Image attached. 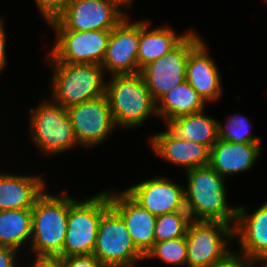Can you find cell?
Masks as SVG:
<instances>
[{"label": "cell", "mask_w": 267, "mask_h": 267, "mask_svg": "<svg viewBox=\"0 0 267 267\" xmlns=\"http://www.w3.org/2000/svg\"><path fill=\"white\" fill-rule=\"evenodd\" d=\"M185 206L193 221H219L232 224L236 221L237 206L227 202L225 179L209 165L185 171Z\"/></svg>", "instance_id": "1"}, {"label": "cell", "mask_w": 267, "mask_h": 267, "mask_svg": "<svg viewBox=\"0 0 267 267\" xmlns=\"http://www.w3.org/2000/svg\"><path fill=\"white\" fill-rule=\"evenodd\" d=\"M62 192V193H61ZM69 195L46 190L32 208V234L28 249L37 257H61L67 233Z\"/></svg>", "instance_id": "2"}, {"label": "cell", "mask_w": 267, "mask_h": 267, "mask_svg": "<svg viewBox=\"0 0 267 267\" xmlns=\"http://www.w3.org/2000/svg\"><path fill=\"white\" fill-rule=\"evenodd\" d=\"M110 78L106 80L105 95L116 127L132 130L148 117H158L156 102L140 72Z\"/></svg>", "instance_id": "3"}, {"label": "cell", "mask_w": 267, "mask_h": 267, "mask_svg": "<svg viewBox=\"0 0 267 267\" xmlns=\"http://www.w3.org/2000/svg\"><path fill=\"white\" fill-rule=\"evenodd\" d=\"M51 65V101L64 108L105 95L106 80L101 65L47 62Z\"/></svg>", "instance_id": "4"}, {"label": "cell", "mask_w": 267, "mask_h": 267, "mask_svg": "<svg viewBox=\"0 0 267 267\" xmlns=\"http://www.w3.org/2000/svg\"><path fill=\"white\" fill-rule=\"evenodd\" d=\"M29 110L30 139L43 155L65 153L79 145L68 111L62 105L44 99Z\"/></svg>", "instance_id": "5"}, {"label": "cell", "mask_w": 267, "mask_h": 267, "mask_svg": "<svg viewBox=\"0 0 267 267\" xmlns=\"http://www.w3.org/2000/svg\"><path fill=\"white\" fill-rule=\"evenodd\" d=\"M109 207L108 190L86 200L69 195L67 233L61 257L93 253L101 216Z\"/></svg>", "instance_id": "6"}, {"label": "cell", "mask_w": 267, "mask_h": 267, "mask_svg": "<svg viewBox=\"0 0 267 267\" xmlns=\"http://www.w3.org/2000/svg\"><path fill=\"white\" fill-rule=\"evenodd\" d=\"M187 267H214L226 261L235 250L234 226L219 221L191 220L185 235Z\"/></svg>", "instance_id": "7"}, {"label": "cell", "mask_w": 267, "mask_h": 267, "mask_svg": "<svg viewBox=\"0 0 267 267\" xmlns=\"http://www.w3.org/2000/svg\"><path fill=\"white\" fill-rule=\"evenodd\" d=\"M105 267H135L144 261L136 249L125 222L110 206L101 216L92 253Z\"/></svg>", "instance_id": "8"}, {"label": "cell", "mask_w": 267, "mask_h": 267, "mask_svg": "<svg viewBox=\"0 0 267 267\" xmlns=\"http://www.w3.org/2000/svg\"><path fill=\"white\" fill-rule=\"evenodd\" d=\"M54 30L55 42L44 62L101 65L108 45L110 31Z\"/></svg>", "instance_id": "9"}, {"label": "cell", "mask_w": 267, "mask_h": 267, "mask_svg": "<svg viewBox=\"0 0 267 267\" xmlns=\"http://www.w3.org/2000/svg\"><path fill=\"white\" fill-rule=\"evenodd\" d=\"M201 40V36L192 29L169 53L140 70L155 102L186 80L185 72L189 53Z\"/></svg>", "instance_id": "10"}, {"label": "cell", "mask_w": 267, "mask_h": 267, "mask_svg": "<svg viewBox=\"0 0 267 267\" xmlns=\"http://www.w3.org/2000/svg\"><path fill=\"white\" fill-rule=\"evenodd\" d=\"M128 15L108 0H71L48 26L76 31H111Z\"/></svg>", "instance_id": "11"}, {"label": "cell", "mask_w": 267, "mask_h": 267, "mask_svg": "<svg viewBox=\"0 0 267 267\" xmlns=\"http://www.w3.org/2000/svg\"><path fill=\"white\" fill-rule=\"evenodd\" d=\"M78 144L92 148L103 144L116 129L106 95L67 108Z\"/></svg>", "instance_id": "12"}, {"label": "cell", "mask_w": 267, "mask_h": 267, "mask_svg": "<svg viewBox=\"0 0 267 267\" xmlns=\"http://www.w3.org/2000/svg\"><path fill=\"white\" fill-rule=\"evenodd\" d=\"M139 20L125 17L110 31L105 57L101 63L104 73L113 75L139 73ZM107 71V72H105Z\"/></svg>", "instance_id": "13"}, {"label": "cell", "mask_w": 267, "mask_h": 267, "mask_svg": "<svg viewBox=\"0 0 267 267\" xmlns=\"http://www.w3.org/2000/svg\"><path fill=\"white\" fill-rule=\"evenodd\" d=\"M125 191L155 216L186 210L184 185L172 182L169 177H152L129 186Z\"/></svg>", "instance_id": "14"}, {"label": "cell", "mask_w": 267, "mask_h": 267, "mask_svg": "<svg viewBox=\"0 0 267 267\" xmlns=\"http://www.w3.org/2000/svg\"><path fill=\"white\" fill-rule=\"evenodd\" d=\"M110 206L125 222L136 249L145 257L155 243L157 216L138 204L125 190L108 189Z\"/></svg>", "instance_id": "15"}, {"label": "cell", "mask_w": 267, "mask_h": 267, "mask_svg": "<svg viewBox=\"0 0 267 267\" xmlns=\"http://www.w3.org/2000/svg\"><path fill=\"white\" fill-rule=\"evenodd\" d=\"M151 150L156 155L186 170L209 165L210 148L206 145L184 140L174 134L167 126L162 132L149 137Z\"/></svg>", "instance_id": "16"}, {"label": "cell", "mask_w": 267, "mask_h": 267, "mask_svg": "<svg viewBox=\"0 0 267 267\" xmlns=\"http://www.w3.org/2000/svg\"><path fill=\"white\" fill-rule=\"evenodd\" d=\"M247 211L245 205L237 206L234 240H238L240 250L234 253L255 260L267 255V201L256 211Z\"/></svg>", "instance_id": "17"}, {"label": "cell", "mask_w": 267, "mask_h": 267, "mask_svg": "<svg viewBox=\"0 0 267 267\" xmlns=\"http://www.w3.org/2000/svg\"><path fill=\"white\" fill-rule=\"evenodd\" d=\"M207 43L202 39L189 53L186 63V81L208 104L222 96L221 73L217 63L208 53Z\"/></svg>", "instance_id": "18"}, {"label": "cell", "mask_w": 267, "mask_h": 267, "mask_svg": "<svg viewBox=\"0 0 267 267\" xmlns=\"http://www.w3.org/2000/svg\"><path fill=\"white\" fill-rule=\"evenodd\" d=\"M262 143H234L218 138L210 149L209 166L222 177L241 174L255 166Z\"/></svg>", "instance_id": "19"}, {"label": "cell", "mask_w": 267, "mask_h": 267, "mask_svg": "<svg viewBox=\"0 0 267 267\" xmlns=\"http://www.w3.org/2000/svg\"><path fill=\"white\" fill-rule=\"evenodd\" d=\"M46 186L40 175L0 172V211L32 209Z\"/></svg>", "instance_id": "20"}, {"label": "cell", "mask_w": 267, "mask_h": 267, "mask_svg": "<svg viewBox=\"0 0 267 267\" xmlns=\"http://www.w3.org/2000/svg\"><path fill=\"white\" fill-rule=\"evenodd\" d=\"M145 19L139 20L138 67L141 70L147 64L159 59L176 47L192 30L177 34L169 24L151 29Z\"/></svg>", "instance_id": "21"}, {"label": "cell", "mask_w": 267, "mask_h": 267, "mask_svg": "<svg viewBox=\"0 0 267 267\" xmlns=\"http://www.w3.org/2000/svg\"><path fill=\"white\" fill-rule=\"evenodd\" d=\"M206 102L185 80L164 94L157 102V115L167 124L177 117L205 110Z\"/></svg>", "instance_id": "22"}, {"label": "cell", "mask_w": 267, "mask_h": 267, "mask_svg": "<svg viewBox=\"0 0 267 267\" xmlns=\"http://www.w3.org/2000/svg\"><path fill=\"white\" fill-rule=\"evenodd\" d=\"M204 111L177 117L166 126L178 137L211 149L218 139L217 119L205 115Z\"/></svg>", "instance_id": "23"}, {"label": "cell", "mask_w": 267, "mask_h": 267, "mask_svg": "<svg viewBox=\"0 0 267 267\" xmlns=\"http://www.w3.org/2000/svg\"><path fill=\"white\" fill-rule=\"evenodd\" d=\"M31 234L32 209L0 211V246L22 252L23 245H30Z\"/></svg>", "instance_id": "24"}, {"label": "cell", "mask_w": 267, "mask_h": 267, "mask_svg": "<svg viewBox=\"0 0 267 267\" xmlns=\"http://www.w3.org/2000/svg\"><path fill=\"white\" fill-rule=\"evenodd\" d=\"M191 219L187 210L159 215L155 223V243L185 237Z\"/></svg>", "instance_id": "25"}, {"label": "cell", "mask_w": 267, "mask_h": 267, "mask_svg": "<svg viewBox=\"0 0 267 267\" xmlns=\"http://www.w3.org/2000/svg\"><path fill=\"white\" fill-rule=\"evenodd\" d=\"M225 122L217 120L218 138L234 143H262L259 136L251 134L252 124L247 117L235 113Z\"/></svg>", "instance_id": "26"}, {"label": "cell", "mask_w": 267, "mask_h": 267, "mask_svg": "<svg viewBox=\"0 0 267 267\" xmlns=\"http://www.w3.org/2000/svg\"><path fill=\"white\" fill-rule=\"evenodd\" d=\"M150 259H158L175 267L187 266V242L185 237L154 243L153 248L144 257V261Z\"/></svg>", "instance_id": "27"}, {"label": "cell", "mask_w": 267, "mask_h": 267, "mask_svg": "<svg viewBox=\"0 0 267 267\" xmlns=\"http://www.w3.org/2000/svg\"><path fill=\"white\" fill-rule=\"evenodd\" d=\"M71 0H35L38 12L48 25L55 20L67 7Z\"/></svg>", "instance_id": "28"}, {"label": "cell", "mask_w": 267, "mask_h": 267, "mask_svg": "<svg viewBox=\"0 0 267 267\" xmlns=\"http://www.w3.org/2000/svg\"><path fill=\"white\" fill-rule=\"evenodd\" d=\"M60 258L64 267H105L93 254Z\"/></svg>", "instance_id": "29"}, {"label": "cell", "mask_w": 267, "mask_h": 267, "mask_svg": "<svg viewBox=\"0 0 267 267\" xmlns=\"http://www.w3.org/2000/svg\"><path fill=\"white\" fill-rule=\"evenodd\" d=\"M17 250L0 246V267H17L18 256Z\"/></svg>", "instance_id": "30"}, {"label": "cell", "mask_w": 267, "mask_h": 267, "mask_svg": "<svg viewBox=\"0 0 267 267\" xmlns=\"http://www.w3.org/2000/svg\"><path fill=\"white\" fill-rule=\"evenodd\" d=\"M214 267H255L254 260L247 259L233 253L226 261Z\"/></svg>", "instance_id": "31"}, {"label": "cell", "mask_w": 267, "mask_h": 267, "mask_svg": "<svg viewBox=\"0 0 267 267\" xmlns=\"http://www.w3.org/2000/svg\"><path fill=\"white\" fill-rule=\"evenodd\" d=\"M31 267H64L60 257H37L34 256Z\"/></svg>", "instance_id": "32"}, {"label": "cell", "mask_w": 267, "mask_h": 267, "mask_svg": "<svg viewBox=\"0 0 267 267\" xmlns=\"http://www.w3.org/2000/svg\"><path fill=\"white\" fill-rule=\"evenodd\" d=\"M6 31L4 27V21L0 19V74L3 72V69H5L7 65V56L5 52V46L7 43V38H6Z\"/></svg>", "instance_id": "33"}, {"label": "cell", "mask_w": 267, "mask_h": 267, "mask_svg": "<svg viewBox=\"0 0 267 267\" xmlns=\"http://www.w3.org/2000/svg\"><path fill=\"white\" fill-rule=\"evenodd\" d=\"M108 1L115 3L121 10H123L127 14L126 11L132 8V4L135 0H108Z\"/></svg>", "instance_id": "34"}, {"label": "cell", "mask_w": 267, "mask_h": 267, "mask_svg": "<svg viewBox=\"0 0 267 267\" xmlns=\"http://www.w3.org/2000/svg\"><path fill=\"white\" fill-rule=\"evenodd\" d=\"M254 264H261V266L260 267H267V255H265V256H261V257H259V258H257V259H255L254 260ZM257 265H255V267H256Z\"/></svg>", "instance_id": "35"}]
</instances>
